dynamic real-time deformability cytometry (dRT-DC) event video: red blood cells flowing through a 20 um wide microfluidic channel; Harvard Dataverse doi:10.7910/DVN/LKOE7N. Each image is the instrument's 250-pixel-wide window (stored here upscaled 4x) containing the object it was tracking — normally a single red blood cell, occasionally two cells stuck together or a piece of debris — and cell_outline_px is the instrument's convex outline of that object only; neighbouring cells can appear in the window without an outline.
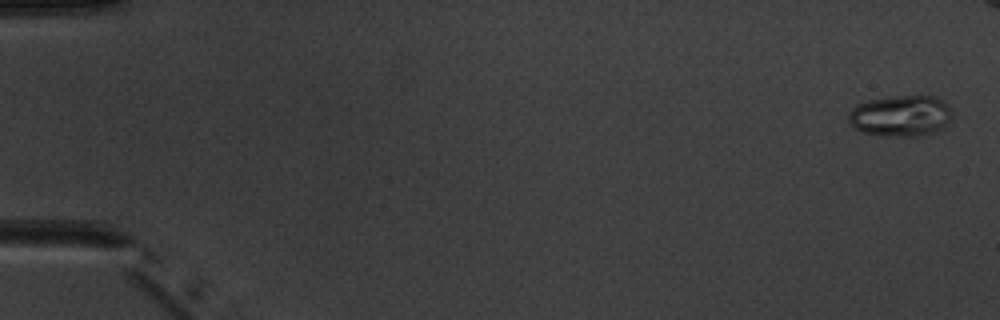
{"species": "common noctule bat (a hibernating species)", "species_latin": "Nyctalus noctula", "temperature_condition": "warm", "stored_images_in_passage": 7, "camera_frame_rate_fps": 3000, "um_per_image_px": 0.085, "animal": {"sex": "male", "body_mass_g": 20.1, "forearm_length_mm": 53.5}, "frame": {"image": 1, "passage_image": 1, "time_ms": 0.0, "image_size_px": [1000, 320], "cell_outline_px": [[952, 120], [948, 124], [936, 132], [916, 136], [888, 136], [860, 132], [848, 120], [848, 112], [856, 104], [868, 100], [892, 96], [936, 96], [948, 104], [952, 112]], "centroid_in_image_um": [76.58, 9.84], "position_along_channel_um": 8.4, "area_um2": 25.14}}
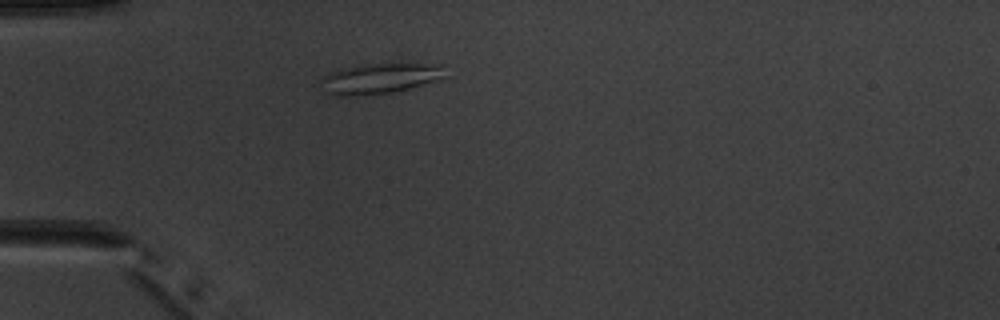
{"frame": {"image": 2, "passage_image": 6, "time_ms": 7.0, "image_size_px": [1000, 320], "cell_outline_px": [[444, 76], [408, 88], [392, 92], [352, 96], [336, 96], [324, 92], [320, 80], [324, 76], [332, 72], [344, 68], [364, 64], [444, 64]], "centroid_in_image_um": [32.21, 6.67], "position_along_channel_um": 52.8, "area_um2": 21.5}}